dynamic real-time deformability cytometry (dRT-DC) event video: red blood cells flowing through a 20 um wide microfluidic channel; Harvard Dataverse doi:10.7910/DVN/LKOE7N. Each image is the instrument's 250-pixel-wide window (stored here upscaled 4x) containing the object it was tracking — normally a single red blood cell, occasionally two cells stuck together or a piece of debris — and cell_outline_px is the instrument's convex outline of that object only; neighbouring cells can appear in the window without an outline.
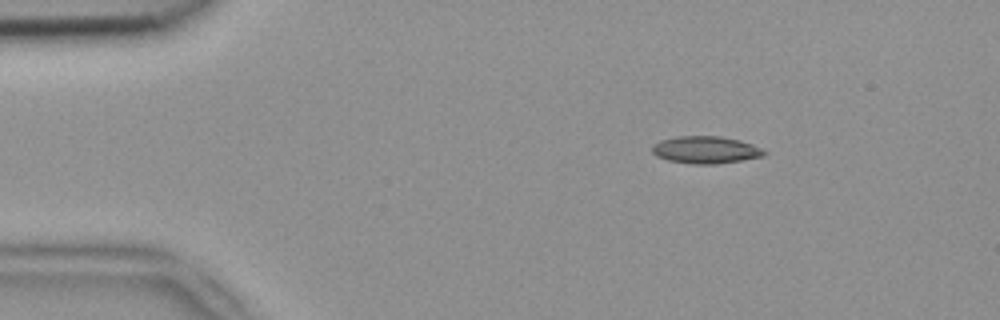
{"species": "common noctule bat (a hibernating species)", "species_latin": "Nyctalus noctula", "temperature_condition": "room temperature", "stored_images_in_passage": 3, "camera_frame_rate_fps": 3000, "um_per_image_px": 0.085, "animal": {"sex": "female", "body_mass_g": 18.4}, "frame": {"image": 1, "passage_image": 1, "time_ms": 0.0, "image_size_px": [1000, 320], "cell_outline_px": [[768, 152], [764, 156], [716, 164], [692, 164], [668, 160], [656, 156], [652, 152], [652, 144], [660, 140], [676, 136], [720, 136], [740, 140], [752, 144]], "centroid_in_image_um": [59.96, 12.73], "position_along_channel_um": 25.0, "area_um2": 17.86}}
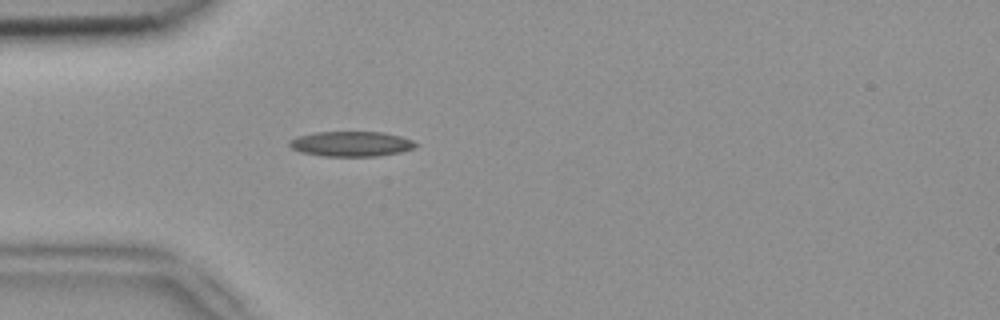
{"frame": {"image": 2, "passage_image": 3, "time_ms": 0.667, "image_size_px": [1000, 320], "cell_outline_px": [[420, 144], [416, 148], [400, 152], [376, 156], [324, 156], [300, 152], [292, 148], [288, 144], [288, 140], [296, 136], [316, 132], [384, 132], [400, 136], [412, 140]], "centroid_in_image_um": [29.86, 12.22], "position_along_channel_um": 55.1, "area_um2": 18.61}}